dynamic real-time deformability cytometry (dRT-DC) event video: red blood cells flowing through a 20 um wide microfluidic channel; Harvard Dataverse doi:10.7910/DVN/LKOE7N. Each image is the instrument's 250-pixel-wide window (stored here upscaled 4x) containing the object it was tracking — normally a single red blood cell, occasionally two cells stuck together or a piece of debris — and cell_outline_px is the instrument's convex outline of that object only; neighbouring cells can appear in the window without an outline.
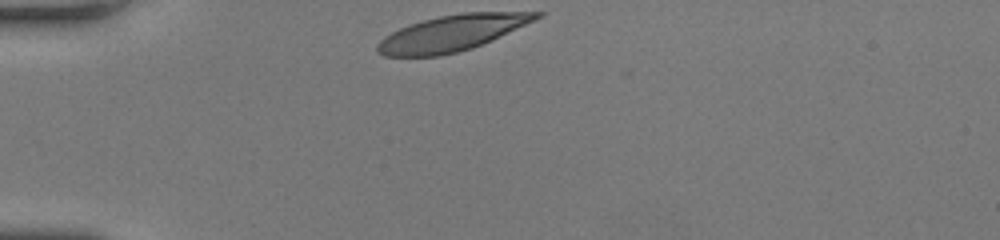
{"species": "human", "species_latin": "Homo sapiens", "temperature_condition": "room temperature", "stored_images_in_passage": 33, "camera_frame_rate_fps": 3000, "um_per_image_px": 0.085, "donor": {"sex": "female"}, "frame": {"image": 1, "passage_image": 1, "time_ms": 0.0, "image_size_px": [1000, 240], "cell_outline_px": [[544, 16], [536, 20], [492, 40], [472, 48], [440, 56], [384, 56], [376, 52], [376, 44], [384, 36], [400, 28], [424, 20], [440, 16], [460, 12], [544, 12]], "centroid_in_image_um": [38.43, 2.81], "position_along_channel_um": 46.6, "area_um2": 33.18}}
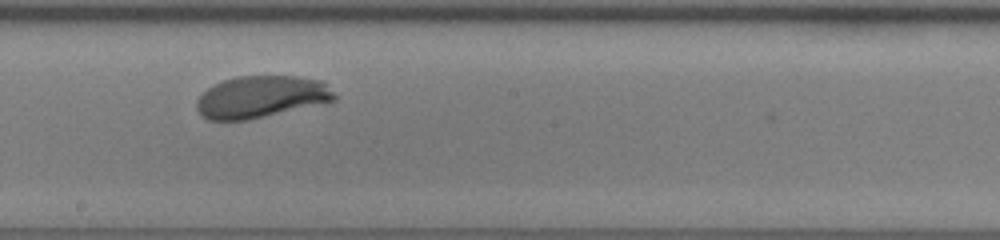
{"frame": {"image": 2, "passage_image": 19, "time_ms": 6.0, "image_size_px": [1000, 240], "cell_outline_px": [[336, 100], [248, 120], [208, 120], [200, 116], [196, 108], [196, 100], [208, 88], [224, 80], [240, 76], [300, 76], [324, 80], [336, 96]], "centroid_in_image_um": [22.2, 8.23], "position_along_channel_um": 226.0, "area_um2": 33.7}}
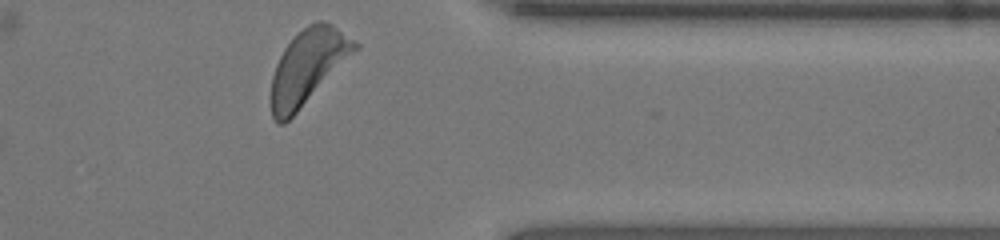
{"frame": {"image": 3, "passage_image": 33, "time_ms": 10.667, "image_size_px": [1000, 240], "cell_outline_px": [[360, 48], [284, 124], [276, 124], [272, 116], [272, 76], [276, 64], [284, 48], [308, 24], [316, 20], [320, 20], [332, 24], [360, 44]], "centroid_in_image_um": [26.19, 5.65], "position_along_channel_um": 385.2, "area_um2": 35.72}, "authors_computed_cell_mechanics": {"area_um2": 34.5066, "velocity_mm_per_s": 3.5485, "shape_relaxation_time_tau1_ms": 2.7678, "shape_relaxation_time_tau2_ms": null, "deformation_change_tau1": 0.1506, "deformation_change_tau2": null}}